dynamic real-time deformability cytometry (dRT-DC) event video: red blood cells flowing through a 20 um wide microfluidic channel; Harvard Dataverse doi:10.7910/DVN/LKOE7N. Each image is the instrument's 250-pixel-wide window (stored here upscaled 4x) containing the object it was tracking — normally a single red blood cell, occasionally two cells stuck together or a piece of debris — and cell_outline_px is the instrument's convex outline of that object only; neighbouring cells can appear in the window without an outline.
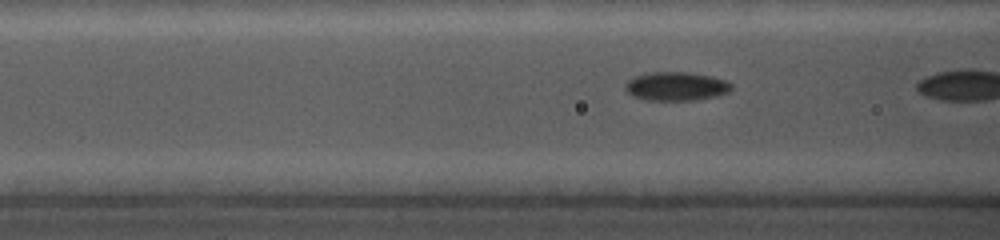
{"species": "common noctule bat (a hibernating species)", "species_latin": "Nyctalus noctula", "temperature_condition": "cold", "stored_images_in_passage": 11, "camera_frame_rate_fps": 5000, "um_per_image_px": 0.085, "animal": {"sex": "female", "body_mass_g": 19.0, "forearm_length_mm": 56.7}, "frame": {"image": 1, "passage_image": 9, "time_ms": 1.2, "image_size_px": [1000, 240], "cell_outline_px": [[732, 88], [728, 92], [716, 96], [696, 100], [644, 100], [632, 96], [624, 88], [624, 84], [628, 80], [636, 76], [648, 72], [692, 72], [712, 76], [724, 80], [732, 84]], "centroid_in_image_um": [57.45, 7.33], "position_along_channel_um": 109.1, "area_um2": 17.92}}